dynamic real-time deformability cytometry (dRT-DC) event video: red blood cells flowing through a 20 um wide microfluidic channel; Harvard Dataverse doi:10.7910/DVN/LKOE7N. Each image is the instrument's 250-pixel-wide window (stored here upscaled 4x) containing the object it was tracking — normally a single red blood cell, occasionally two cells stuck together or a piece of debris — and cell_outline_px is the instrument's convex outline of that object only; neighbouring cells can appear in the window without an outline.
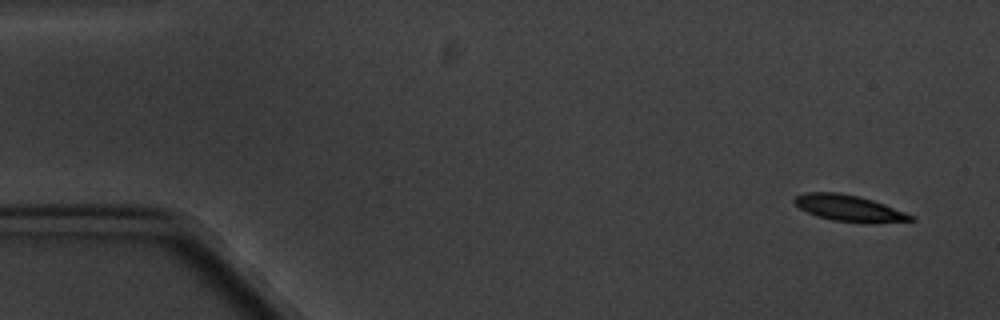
{"species": "common noctule bat (a hibernating species)", "species_latin": "Nyctalus noctula", "temperature_condition": "cold", "stored_images_in_passage": 5, "camera_frame_rate_fps": 3000, "um_per_image_px": 0.085, "animal": {"sex": "male", "body_mass_g": 20.1, "forearm_length_mm": 53.5}, "frame": {"image": 1, "passage_image": 1, "time_ms": 0.0, "image_size_px": [1000, 320], "cell_outline_px": [[916, 220], [872, 224], [864, 224], [832, 220], [816, 216], [800, 208], [792, 200], [796, 196], [804, 192], [836, 192], [856, 196], [872, 200], [884, 204], [916, 216]], "centroid_in_image_um": [72.21, 17.72], "position_along_channel_um": 12.8, "area_um2": 18.03}}